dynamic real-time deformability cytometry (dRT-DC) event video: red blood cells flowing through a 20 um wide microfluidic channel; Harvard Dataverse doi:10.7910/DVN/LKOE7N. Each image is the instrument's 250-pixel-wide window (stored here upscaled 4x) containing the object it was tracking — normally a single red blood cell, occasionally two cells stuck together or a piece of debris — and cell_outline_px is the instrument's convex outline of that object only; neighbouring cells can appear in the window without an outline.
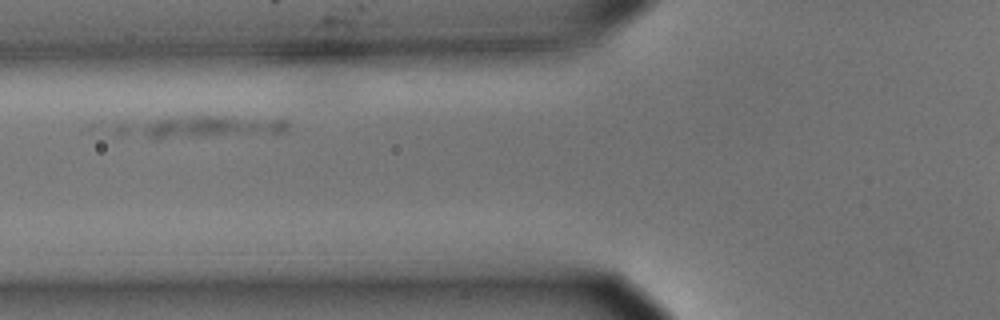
{"species": "common noctule bat (a hibernating species)", "species_latin": "Nyctalus noctula", "temperature_condition": "cold", "stored_images_in_passage": 26, "camera_frame_rate_fps": 3000, "um_per_image_px": 0.085, "animal": {"sex": "male", "body_mass_g": 15.6}, "frame": {"image": 1, "passage_image": 5, "time_ms": 1.333, "image_size_px": [1000, 320], "cell_outline_px": [[292, 124], [288, 132], [160, 140], [152, 140], [116, 136], [108, 128], [116, 124], [148, 120], [188, 116], [288, 116]], "centroid_in_image_um": [17.14, 10.8], "position_along_channel_um": 108.7, "area_um2": 24.22}}
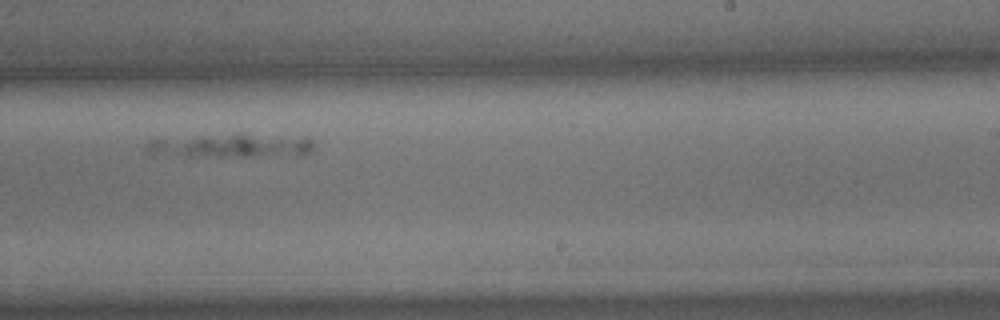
{"frame": {"image": 2, "passage_image": 19, "time_ms": 6.0, "image_size_px": [1000, 320], "cell_outline_px": [[312, 148], [304, 156], [184, 156], [148, 152], [144, 144], [152, 140], [240, 132], [304, 136], [312, 140]], "centroid_in_image_um": [19.82, 12.35], "position_along_channel_um": 269.2, "area_um2": 23.76}}
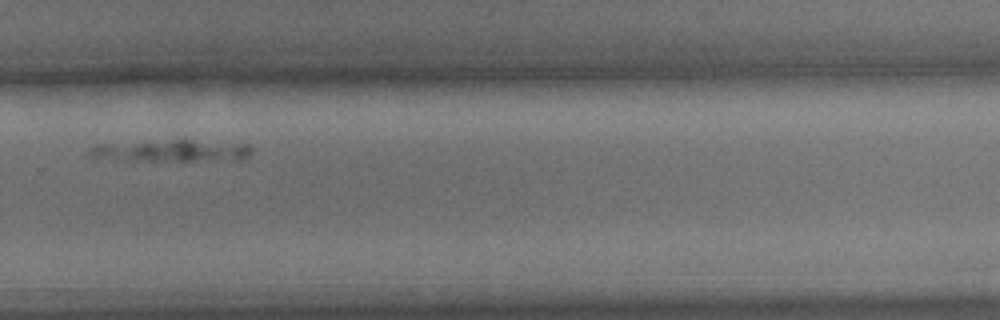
{"frame": {"image": 3, "passage_image": 23, "time_ms": 7.333, "image_size_px": [1000, 320], "cell_outline_px": [[252, 152], [244, 160], [132, 160], [88, 156], [88, 152], [96, 144], [176, 140], [192, 140], [248, 144], [252, 148]], "centroid_in_image_um": [14.68, 12.81], "position_along_channel_um": 315.1, "area_um2": 20.23}}